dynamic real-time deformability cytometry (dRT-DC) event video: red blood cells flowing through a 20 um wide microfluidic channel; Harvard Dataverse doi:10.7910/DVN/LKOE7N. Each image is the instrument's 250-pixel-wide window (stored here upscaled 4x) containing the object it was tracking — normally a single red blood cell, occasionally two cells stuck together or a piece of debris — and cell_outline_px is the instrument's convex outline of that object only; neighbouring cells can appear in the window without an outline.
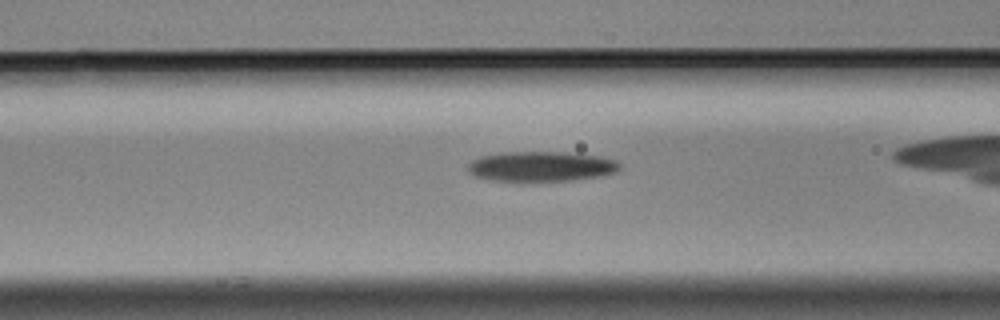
{"species": "Egyptian fruit bat (a non-hibernating species)", "species_latin": "Rousettus aegyptiacus", "temperature_condition": "cold", "stored_images_in_passage": 42, "camera_frame_rate_fps": 3000, "um_per_image_px": 0.085, "animal": {"sex": "male"}, "frame": {"image": 1, "passage_image": 19, "time_ms": 6.0, "image_size_px": [1000, 320], "cell_outline_px": [[620, 168], [616, 172], [604, 176], [572, 180], [492, 180], [476, 176], [468, 172], [468, 164], [472, 160], [480, 156], [504, 152], [560, 152], [600, 156], [616, 160], [620, 164]], "centroid_in_image_um": [46.03, 14.13], "position_along_channel_um": 120.6, "area_um2": 26.36}}
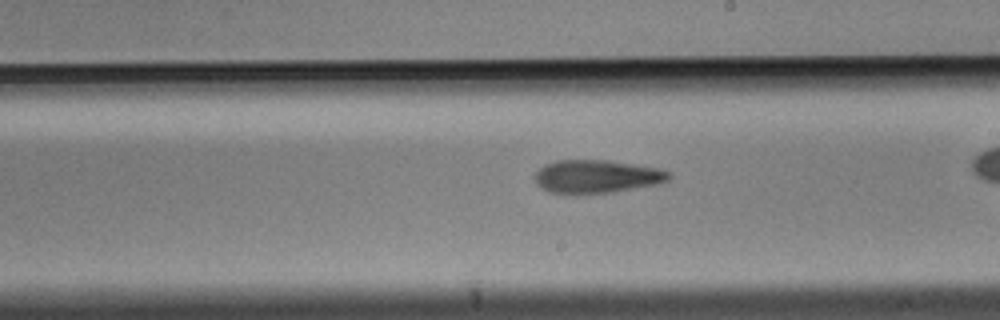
{"frame": {"image": 2, "passage_image": 29, "time_ms": 9.333, "image_size_px": [1000, 320], "cell_outline_px": [[672, 176], [668, 180], [660, 184], [612, 192], [548, 192], [540, 188], [536, 184], [536, 172], [544, 164], [556, 160], [608, 160], [656, 168], [668, 172]], "centroid_in_image_um": [50.72, 14.98], "position_along_channel_um": 238.3, "area_um2": 25.49}}
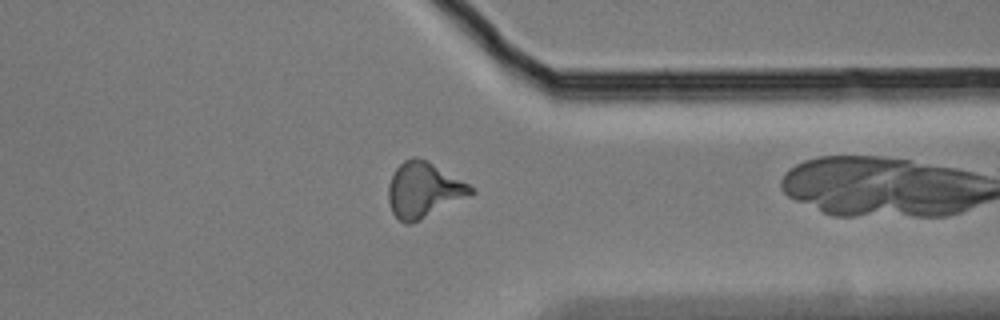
{"frame": {"image": 3, "passage_image": 41, "time_ms": 13.333, "image_size_px": [1000, 320], "cell_outline_px": [[476, 192], [408, 224], [404, 224], [392, 212], [388, 204], [388, 184], [396, 168], [404, 160], [412, 156], [416, 156], [428, 160], [468, 184]], "centroid_in_image_um": [35.95, 16.1], "position_along_channel_um": 375.4, "area_um2": 26.01}}